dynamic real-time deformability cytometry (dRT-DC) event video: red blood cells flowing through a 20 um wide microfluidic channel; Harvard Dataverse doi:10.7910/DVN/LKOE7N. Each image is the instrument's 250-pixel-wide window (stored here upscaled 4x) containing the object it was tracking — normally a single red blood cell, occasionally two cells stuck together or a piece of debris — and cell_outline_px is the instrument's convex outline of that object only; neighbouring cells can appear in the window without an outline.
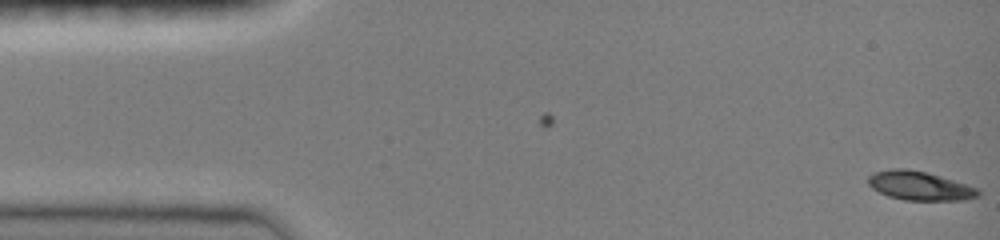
{"species": "common noctule bat (a hibernating species)", "species_latin": "Nyctalus noctula", "temperature_condition": "room temperature", "stored_images_in_passage": 4, "camera_frame_rate_fps": 3000, "um_per_image_px": 0.085, "animal": {"sex": "female", "body_mass_g": 19.0, "forearm_length_mm": 51.5}, "frame": {"image": 1, "passage_image": 4, "time_ms": 1.0, "image_size_px": [1000, 240], "cell_outline_px": [[980, 192], [976, 196], [960, 200], [904, 200], [888, 196], [872, 188], [868, 184], [868, 176], [876, 172], [892, 168], [904, 168], [924, 172], [952, 180], [976, 188]], "centroid_in_image_um": [78.1, 15.79], "position_along_channel_um": 6.9, "area_um2": 18.03}}